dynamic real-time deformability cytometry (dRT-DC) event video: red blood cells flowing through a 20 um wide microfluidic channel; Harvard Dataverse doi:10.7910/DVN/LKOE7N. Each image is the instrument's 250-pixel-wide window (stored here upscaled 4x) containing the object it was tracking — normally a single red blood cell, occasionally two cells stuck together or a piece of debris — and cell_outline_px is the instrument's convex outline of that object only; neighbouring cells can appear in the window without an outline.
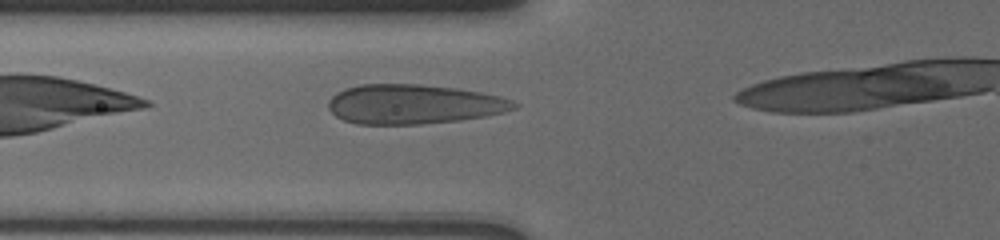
{"species": "human", "species_latin": "Homo sapiens", "temperature_condition": "cold", "stored_images_in_passage": 7, "camera_frame_rate_fps": 3000, "um_per_image_px": 0.085, "donor": {"sex": "male"}, "frame": {"image": 1, "passage_image": 5, "time_ms": 1.0, "image_size_px": [1000, 240], "cell_outline_px": [[520, 104], [516, 108], [504, 112], [484, 116], [460, 120], [420, 124], [356, 124], [344, 120], [336, 116], [328, 108], [328, 100], [336, 92], [344, 88], [360, 84], [420, 84], [456, 88], [480, 92], [500, 96], [512, 100]], "centroid_in_image_um": [35.14, 8.85], "position_along_channel_um": 90.7, "area_um2": 42.95}}